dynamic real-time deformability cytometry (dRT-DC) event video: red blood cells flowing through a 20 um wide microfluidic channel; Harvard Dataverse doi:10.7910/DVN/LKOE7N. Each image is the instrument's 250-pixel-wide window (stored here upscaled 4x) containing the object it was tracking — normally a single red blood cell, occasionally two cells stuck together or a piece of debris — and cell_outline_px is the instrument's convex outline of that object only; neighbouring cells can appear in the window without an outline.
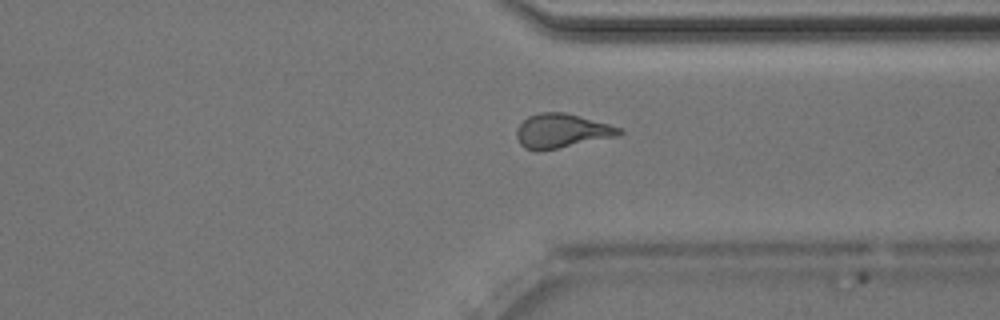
{"species": "Egyptian fruit bat (a non-hibernating species)", "species_latin": "Rousettus aegyptiacus", "temperature_condition": "room temperature", "stored_images_in_passage": 42, "camera_frame_rate_fps": 3000, "um_per_image_px": 0.085, "animal": {"sex": "male"}, "frame": {"image": 1, "passage_image": 30, "time_ms": 9.667, "image_size_px": [1000, 320], "cell_outline_px": [[624, 132], [616, 136], [536, 152], [524, 148], [520, 144], [516, 136], [516, 128], [528, 116], [540, 112], [564, 112], [580, 116], [608, 124], [620, 128]], "centroid_in_image_um": [47.68, 11.12], "position_along_channel_um": 363.7, "area_um2": 20.23}, "authors_computed_cell_mechanics": {"area_um2": 20.4323, "velocity_mm_per_s": 4.0373, "shape_relaxation_time_tau1_ms": null, "shape_relaxation_time_tau2_ms": 1.6764, "deformation_change_tau1": null, "deformation_change_tau2": 0.0882}}